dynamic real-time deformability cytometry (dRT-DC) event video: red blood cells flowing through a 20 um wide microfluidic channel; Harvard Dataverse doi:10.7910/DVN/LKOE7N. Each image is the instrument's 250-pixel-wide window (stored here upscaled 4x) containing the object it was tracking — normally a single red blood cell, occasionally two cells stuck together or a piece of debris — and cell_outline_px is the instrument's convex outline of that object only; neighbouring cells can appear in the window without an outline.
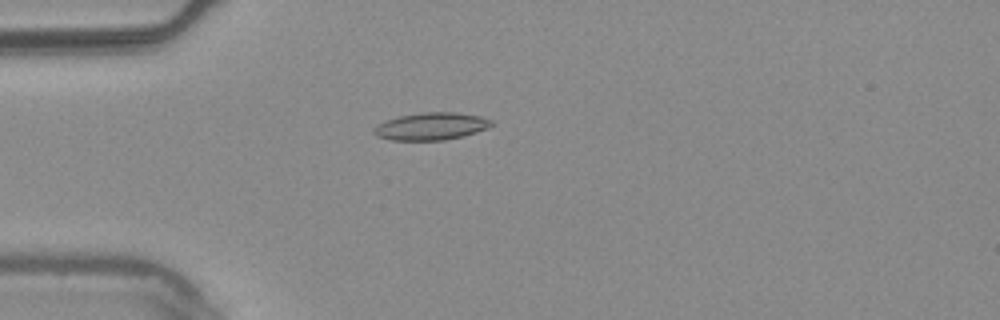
{"species": "common noctule bat (a hibernating species)", "species_latin": "Nyctalus noctula", "temperature_condition": "warm", "stored_images_in_passage": 49, "camera_frame_rate_fps": 3000, "um_per_image_px": 0.085, "animal": {"sex": "male", "body_mass_g": 20.4}, "frame": {"image": 1, "passage_image": 10, "time_ms": 3.0, "image_size_px": [1000, 320], "cell_outline_px": [[492, 124], [488, 128], [464, 136], [444, 140], [392, 140], [376, 136], [372, 132], [372, 128], [388, 120], [400, 116], [424, 112], [456, 112], [480, 116], [492, 120]], "centroid_in_image_um": [36.66, 10.74], "position_along_channel_um": 48.3, "area_um2": 18.67}}
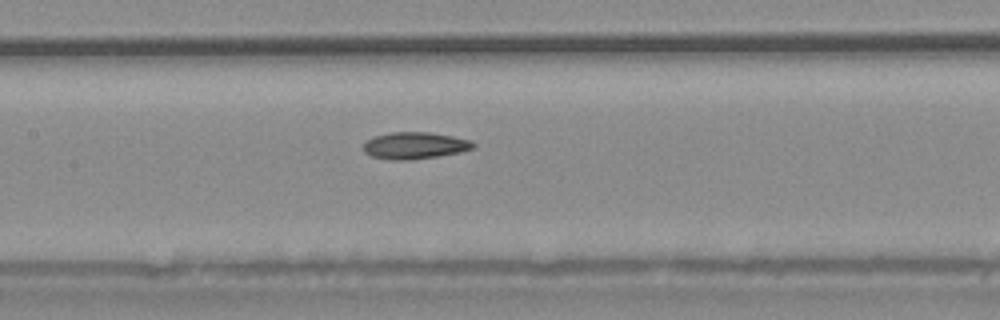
{"frame": {"image": 2, "passage_image": 21, "time_ms": 6.667, "image_size_px": [1000, 320], "cell_outline_px": [[476, 144], [472, 148], [460, 152], [436, 156], [408, 160], [388, 160], [372, 156], [364, 152], [364, 144], [372, 136], [392, 132], [428, 132], [452, 136], [472, 140]], "centroid_in_image_um": [35.24, 12.36], "position_along_channel_um": 172.2, "area_um2": 17.11}}
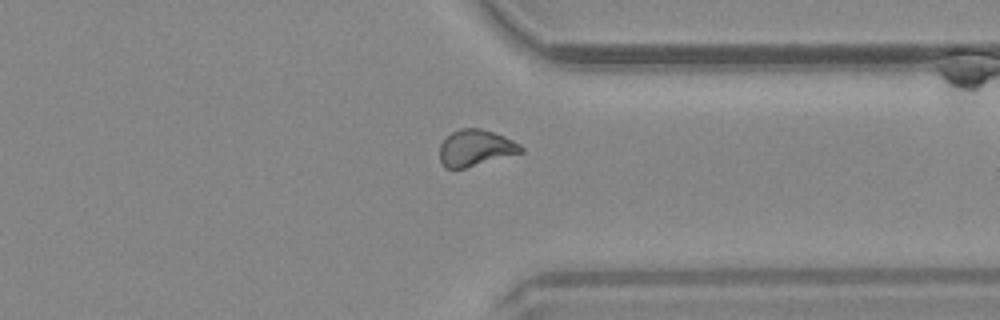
{"frame": {"image": 3, "passage_image": 37, "time_ms": 12.0, "image_size_px": [1000, 320], "cell_outline_px": [[524, 152], [464, 168], [444, 168], [440, 160], [440, 144], [452, 132], [460, 128], [480, 128], [504, 136], [520, 144], [524, 148]], "centroid_in_image_um": [40.43, 12.57], "position_along_channel_um": 371.0, "area_um2": 17.11}, "authors_computed_cell_mechanics": {"area_um2": 17.4556, "velocity_mm_per_s": 3.7524, "shape_relaxation_time_tau1_ms": 8.3612, "shape_relaxation_time_tau2_ms": 3.1662, "deformation_change_tau1": 0.1708, "deformation_change_tau2": 0.0674}}